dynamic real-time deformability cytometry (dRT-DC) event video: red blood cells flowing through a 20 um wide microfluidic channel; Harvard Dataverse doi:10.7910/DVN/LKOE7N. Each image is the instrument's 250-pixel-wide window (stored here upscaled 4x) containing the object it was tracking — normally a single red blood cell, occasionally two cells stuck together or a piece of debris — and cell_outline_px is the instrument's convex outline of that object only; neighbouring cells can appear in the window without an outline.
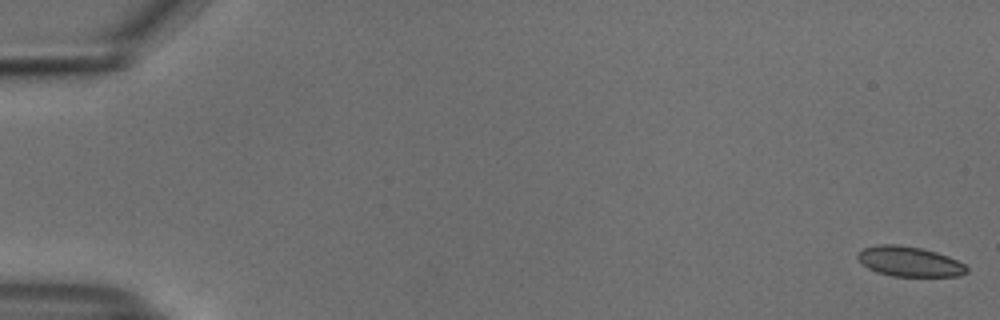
{"species": "common noctule bat (a hibernating species)", "species_latin": "Nyctalus noctula", "temperature_condition": "cold", "stored_images_in_passage": 55, "camera_frame_rate_fps": 3000, "um_per_image_px": 0.085, "animal": {"sex": "male", "body_mass_g": 18.8}, "frame": {"image": 1, "passage_image": 1, "time_ms": 0.0, "image_size_px": [1000, 320], "cell_outline_px": [[968, 272], [960, 276], [892, 276], [876, 272], [868, 268], [856, 256], [864, 248], [876, 244], [896, 244], [920, 248], [936, 252], [948, 256], [964, 264], [968, 268]], "centroid_in_image_um": [77.31, 22.23], "position_along_channel_um": 7.7, "area_um2": 18.96}}
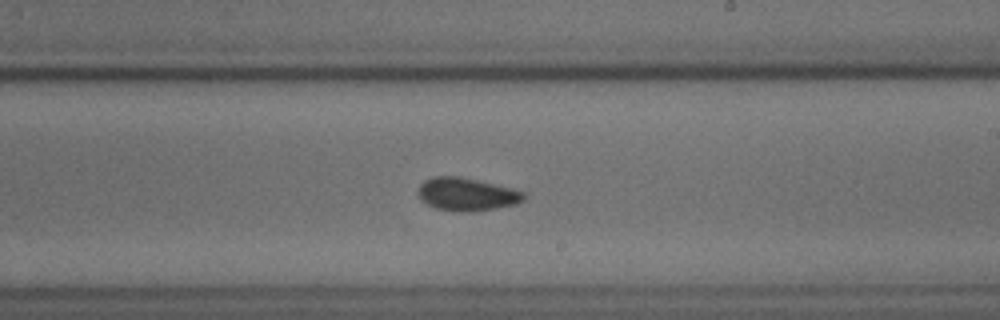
{"frame": {"image": 2, "passage_image": 33, "time_ms": 10.667, "image_size_px": [1000, 320], "cell_outline_px": [[524, 200], [516, 204], [472, 212], [464, 212], [436, 208], [420, 200], [416, 192], [420, 184], [424, 180], [432, 176], [456, 176], [476, 180], [512, 188], [524, 192]], "centroid_in_image_um": [39.62, 16.51], "position_along_channel_um": 249.4, "area_um2": 20.23}}
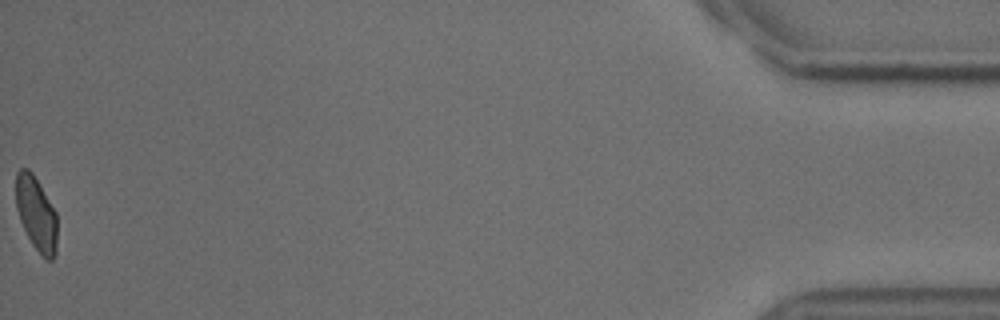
{"frame": {"image": 3, "passage_image": 55, "time_ms": 18.0, "image_size_px": [1000, 320], "cell_outline_px": [[56, 252], [52, 260], [44, 260], [32, 244], [20, 220], [16, 208], [16, 172], [20, 168], [28, 168], [32, 172], [56, 212]], "centroid_in_image_um": [3.07, 18.17], "position_along_channel_um": 432.1, "area_um2": 17.74}, "authors_computed_cell_mechanics": {"area_um2": 19.5942, "velocity_mm_per_s": 3.7398, "shape_relaxation_time_tau1_ms": null, "shape_relaxation_time_tau2_ms": 1.5193, "deformation_change_tau1": null, "deformation_change_tau2": 0.0657}}